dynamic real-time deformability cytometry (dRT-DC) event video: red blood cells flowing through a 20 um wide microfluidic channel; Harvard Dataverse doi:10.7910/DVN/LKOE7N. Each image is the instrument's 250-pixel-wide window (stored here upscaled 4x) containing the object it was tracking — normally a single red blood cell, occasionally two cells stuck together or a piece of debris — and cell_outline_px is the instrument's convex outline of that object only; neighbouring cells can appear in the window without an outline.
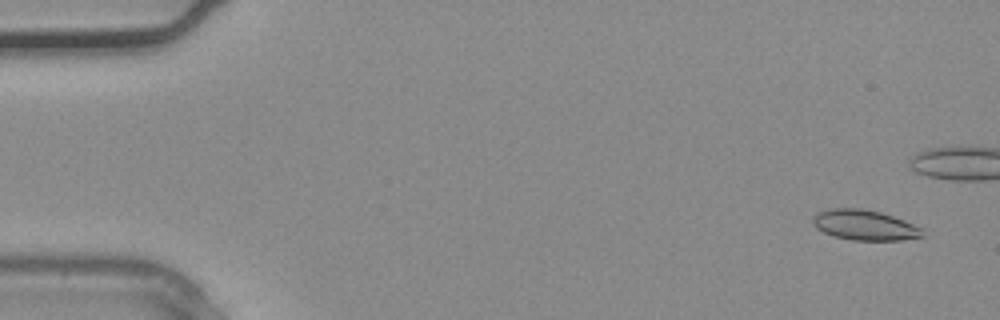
{"species": "common noctule bat (a hibernating species)", "species_latin": "Nyctalus noctula", "temperature_condition": "warm", "stored_images_in_passage": 3, "camera_frame_rate_fps": 3000, "um_per_image_px": 0.085, "animal": {"sex": "male", "body_mass_g": 20.4}, "frame": {"image": 1, "passage_image": 1, "time_ms": 0.0, "image_size_px": [1000, 320], "cell_outline_px": [[924, 236], [900, 240], [852, 240], [832, 236], [816, 228], [812, 224], [812, 216], [820, 212], [832, 208], [860, 208], [880, 212], [904, 220], [920, 228]], "centroid_in_image_um": [73.44, 19.13], "position_along_channel_um": 11.6, "area_um2": 19.19}}